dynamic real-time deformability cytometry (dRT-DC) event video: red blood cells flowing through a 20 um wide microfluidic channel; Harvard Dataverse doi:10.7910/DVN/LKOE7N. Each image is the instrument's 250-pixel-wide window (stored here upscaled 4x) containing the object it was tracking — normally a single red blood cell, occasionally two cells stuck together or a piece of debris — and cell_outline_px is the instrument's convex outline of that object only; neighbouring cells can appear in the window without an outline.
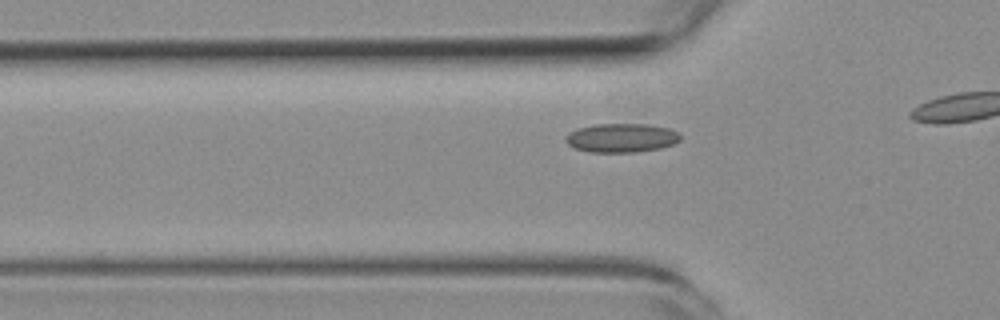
{"species": "common noctule bat (a hibernating species)", "species_latin": "Nyctalus noctula", "temperature_condition": "room temperature", "stored_images_in_passage": 6, "camera_frame_rate_fps": 3000, "um_per_image_px": 0.085, "animal": {"sex": "female", "body_mass_g": 19.3, "forearm_length_mm": 54.1}, "frame": {"image": 1, "passage_image": 6, "time_ms": 7.0, "image_size_px": [1000, 320], "cell_outline_px": [[680, 140], [672, 144], [660, 148], [636, 152], [592, 152], [572, 148], [564, 140], [576, 128], [596, 124], [648, 124], [668, 128], [676, 132], [680, 136]], "centroid_in_image_um": [52.8, 11.72], "position_along_channel_um": 73.0, "area_um2": 19.19}}